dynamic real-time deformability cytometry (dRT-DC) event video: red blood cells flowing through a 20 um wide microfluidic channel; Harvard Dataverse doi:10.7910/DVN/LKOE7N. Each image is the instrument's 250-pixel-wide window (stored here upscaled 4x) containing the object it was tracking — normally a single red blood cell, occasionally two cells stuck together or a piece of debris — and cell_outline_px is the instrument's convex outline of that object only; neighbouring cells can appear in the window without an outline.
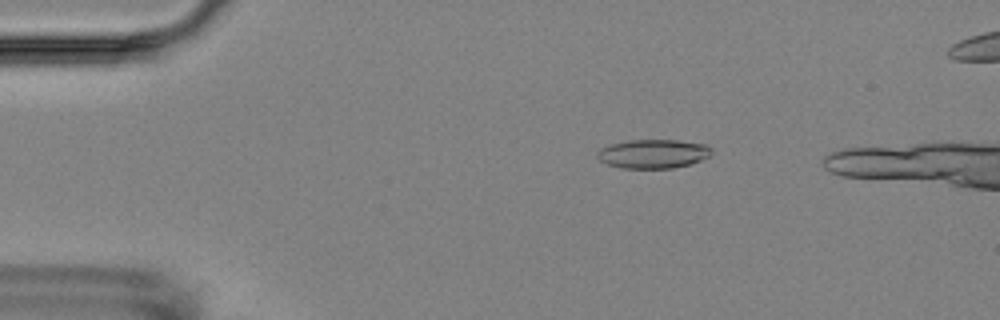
{"species": "Egyptian fruit bat (a non-hibernating species)", "species_latin": "Rousettus aegyptiacus", "temperature_condition": "room temperature", "stored_images_in_passage": 5, "camera_frame_rate_fps": 3000, "um_per_image_px": 0.085, "animal": {"sex": "female"}, "frame": {"image": 1, "passage_image": 2, "time_ms": 1.333, "image_size_px": [1000, 320], "cell_outline_px": [[712, 152], [708, 156], [692, 164], [672, 168], [620, 168], [608, 164], [600, 160], [596, 156], [596, 152], [600, 148], [608, 144], [628, 140], [676, 140], [708, 144], [712, 148]], "centroid_in_image_um": [55.51, 13.06], "position_along_channel_um": 29.5, "area_um2": 19.48}}